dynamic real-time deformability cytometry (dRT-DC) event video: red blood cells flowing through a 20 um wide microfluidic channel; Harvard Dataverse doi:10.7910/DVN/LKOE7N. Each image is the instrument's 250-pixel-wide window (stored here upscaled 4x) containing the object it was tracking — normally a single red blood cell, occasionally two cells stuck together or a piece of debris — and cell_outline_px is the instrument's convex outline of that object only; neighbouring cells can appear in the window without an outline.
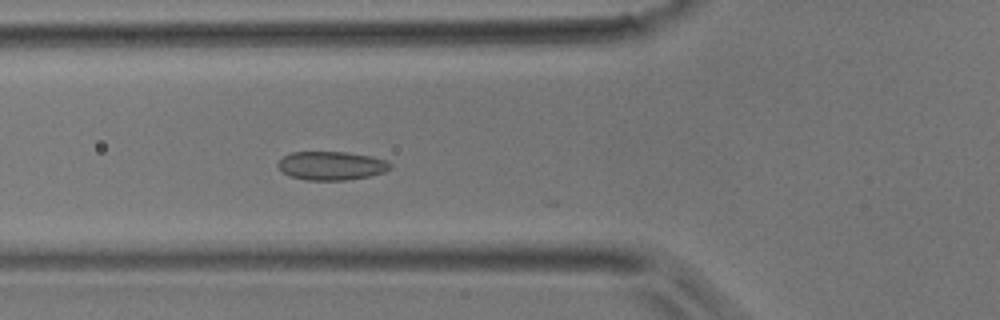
{"species": "common noctule bat (a hibernating species)", "species_latin": "Nyctalus noctula", "temperature_condition": "room temperature", "stored_images_in_passage": 12, "camera_frame_rate_fps": 3000, "um_per_image_px": 0.085, "animal": {"sex": "male", "body_mass_g": 17.9}, "frame": {"image": 1, "passage_image": 10, "time_ms": 3.0, "image_size_px": [1000, 320], "cell_outline_px": [[392, 168], [384, 172], [368, 176], [344, 180], [304, 180], [288, 176], [276, 164], [284, 156], [292, 152], [348, 152], [372, 156], [388, 160], [392, 164]], "centroid_in_image_um": [28.2, 14.08], "position_along_channel_um": 97.6, "area_um2": 18.84}}